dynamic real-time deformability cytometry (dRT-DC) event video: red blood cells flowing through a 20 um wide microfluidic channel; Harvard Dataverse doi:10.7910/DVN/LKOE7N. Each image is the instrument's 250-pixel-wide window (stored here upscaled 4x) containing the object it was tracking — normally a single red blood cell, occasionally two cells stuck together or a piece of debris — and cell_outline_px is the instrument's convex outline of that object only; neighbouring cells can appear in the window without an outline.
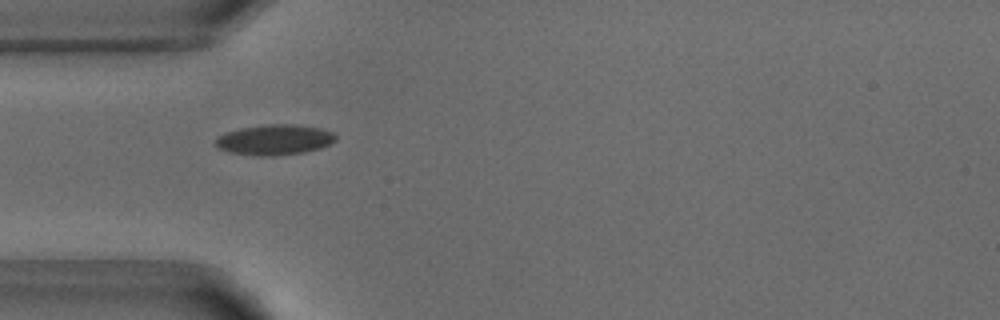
{"species": "common noctule bat (a hibernating species)", "species_latin": "Nyctalus noctula", "temperature_condition": "warm", "stored_images_in_passage": 29, "camera_frame_rate_fps": 3000, "um_per_image_px": 0.085, "animal": {"sex": "male", "body_mass_g": 18.8}, "frame": {"image": 1, "passage_image": 1, "time_ms": 0.0, "image_size_px": [1000, 320], "cell_outline_px": [[336, 140], [320, 148], [304, 152], [276, 156], [256, 156], [228, 152], [216, 148], [216, 136], [224, 132], [240, 128], [268, 124], [296, 124], [320, 128], [332, 132], [336, 136]], "centroid_in_image_um": [23.29, 11.88], "position_along_channel_um": 61.7, "area_um2": 21.5}}
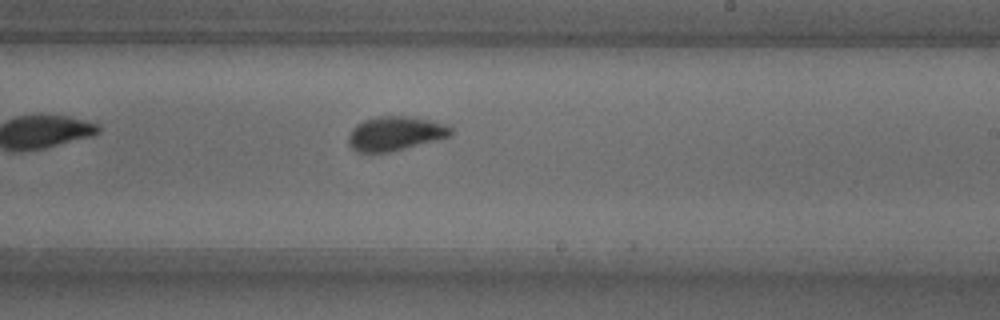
{"frame": {"image": 2, "passage_image": 16, "time_ms": 5.0, "image_size_px": [1000, 320], "cell_outline_px": [[452, 136], [388, 152], [356, 152], [348, 144], [348, 136], [352, 128], [356, 124], [364, 120], [380, 116], [404, 116], [428, 120], [444, 124], [452, 128]], "centroid_in_image_um": [33.56, 11.35], "position_along_channel_um": 255.4, "area_um2": 20.17}}